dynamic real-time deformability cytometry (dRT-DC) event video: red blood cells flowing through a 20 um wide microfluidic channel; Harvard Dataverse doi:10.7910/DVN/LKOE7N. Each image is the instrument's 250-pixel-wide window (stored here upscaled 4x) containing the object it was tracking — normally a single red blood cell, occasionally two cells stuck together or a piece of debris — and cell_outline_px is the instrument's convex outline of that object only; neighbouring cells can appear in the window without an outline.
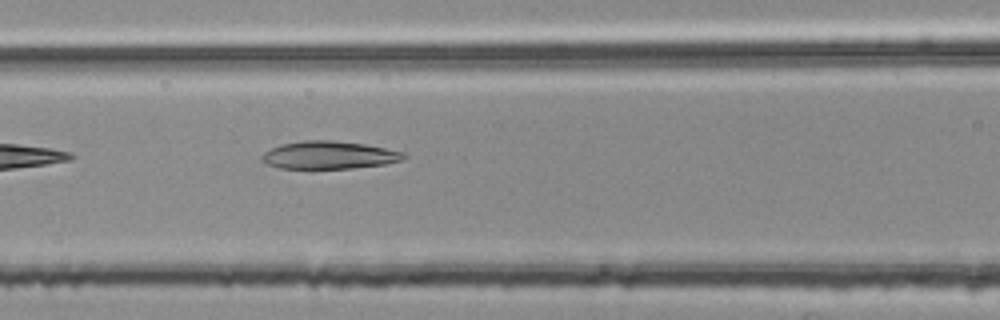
{"species": "common noctule bat (a hibernating species)", "species_latin": "Nyctalus noctula", "temperature_condition": "room temperature", "stored_images_in_passage": 5, "camera_frame_rate_fps": 3000, "um_per_image_px": 0.085, "animal": {"sex": "female", "body_mass_g": 25.1}, "frame": {"image": 1, "passage_image": 5, "time_ms": 1.333, "image_size_px": [1000, 320], "cell_outline_px": [[408, 156], [404, 160], [384, 164], [352, 168], [312, 172], [280, 168], [264, 164], [260, 160], [260, 156], [264, 152], [280, 144], [304, 140], [332, 140], [364, 144], [404, 152]], "centroid_in_image_um": [27.89, 13.23], "position_along_channel_um": 138.7, "area_um2": 24.1}}